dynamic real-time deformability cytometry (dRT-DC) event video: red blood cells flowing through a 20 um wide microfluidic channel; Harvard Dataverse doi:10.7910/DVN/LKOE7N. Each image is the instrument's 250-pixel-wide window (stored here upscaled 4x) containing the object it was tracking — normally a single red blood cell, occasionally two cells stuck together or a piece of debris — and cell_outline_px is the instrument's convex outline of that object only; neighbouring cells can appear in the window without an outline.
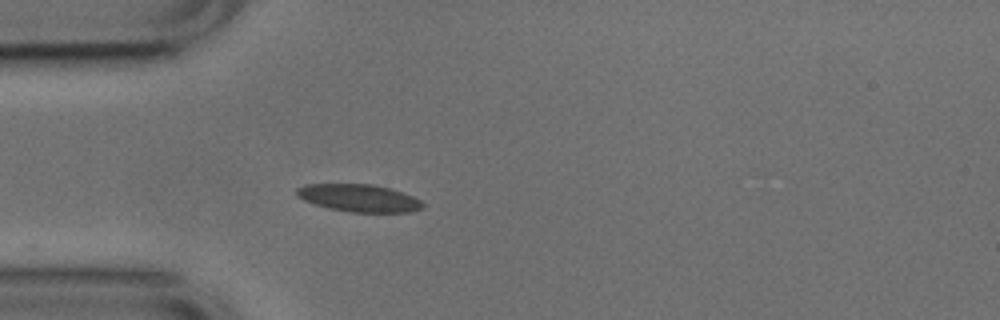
{"species": "common noctule bat (a hibernating species)", "species_latin": "Nyctalus noctula", "temperature_condition": "cold", "stored_images_in_passage": 39, "camera_frame_rate_fps": 3000, "um_per_image_px": 0.085, "animal": {"sex": "male", "body_mass_g": 17.9, "forearm_length_mm": 54.2}, "frame": {"image": 1, "passage_image": 1, "time_ms": 0.0, "image_size_px": [1000, 320], "cell_outline_px": [[424, 208], [412, 212], [348, 212], [328, 208], [304, 200], [296, 196], [296, 188], [304, 184], [372, 184], [388, 188], [412, 196], [420, 200], [424, 204]], "centroid_in_image_um": [30.5, 16.83], "position_along_channel_um": 54.5, "area_um2": 20.17}}
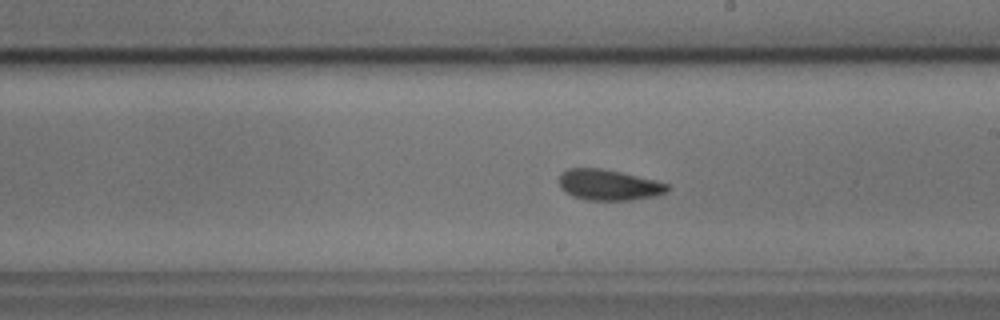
{"frame": {"image": 2, "passage_image": 16, "time_ms": 5.0, "image_size_px": [1000, 320], "cell_outline_px": [[668, 192], [652, 196], [632, 200], [588, 200], [572, 196], [564, 192], [560, 188], [560, 172], [568, 168], [600, 168], [620, 172], [668, 184]], "centroid_in_image_um": [51.68, 15.72], "position_along_channel_um": 237.3, "area_um2": 19.25}}
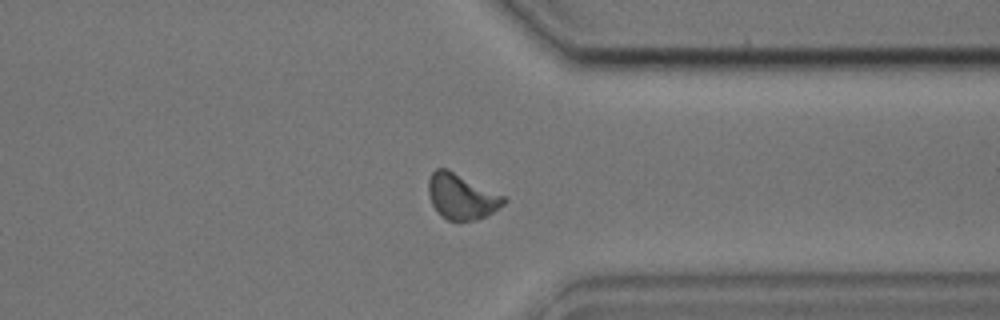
{"frame": {"image": 3, "passage_image": 27, "time_ms": 8.667, "image_size_px": [1000, 320], "cell_outline_px": [[508, 200], [504, 204], [492, 212], [476, 220], [448, 220], [432, 204], [428, 192], [428, 180], [432, 172], [436, 168], [448, 168], [504, 196]], "centroid_in_image_um": [39.23, 16.67], "position_along_channel_um": 372.2, "area_um2": 19.65}, "authors_computed_cell_mechanics": {"area_um2": 19.363, "velocity_mm_per_s": 3.7602, "shape_relaxation_time_tau1_ms": 3.6494, "shape_relaxation_time_tau2_ms": 2.3323, "deformation_change_tau1": 0.0911, "deformation_change_tau2": 0.0784}}